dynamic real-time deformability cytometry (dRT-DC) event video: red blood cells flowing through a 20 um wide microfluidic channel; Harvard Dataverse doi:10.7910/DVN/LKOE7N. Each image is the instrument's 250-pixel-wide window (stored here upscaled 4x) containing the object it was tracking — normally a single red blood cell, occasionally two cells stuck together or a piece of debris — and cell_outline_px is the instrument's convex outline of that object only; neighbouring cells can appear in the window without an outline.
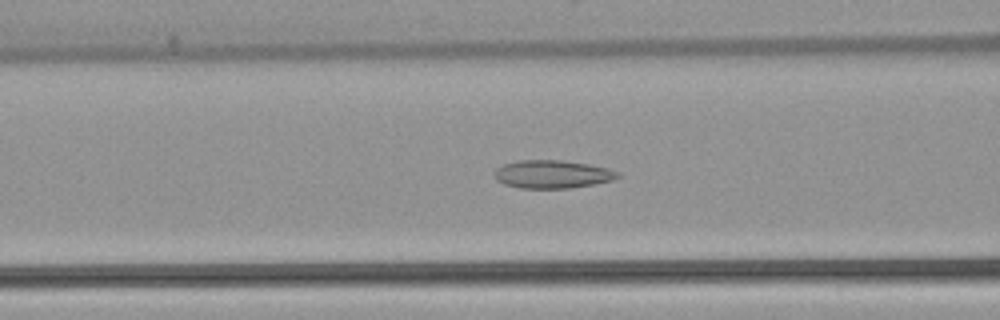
{"species": "common noctule bat (a hibernating species)", "species_latin": "Nyctalus noctula", "temperature_condition": "warm", "stored_images_in_passage": 52, "camera_frame_rate_fps": 3000, "um_per_image_px": 0.085, "animal": {"sex": "female", "body_mass_g": 22.7, "forearm_length_mm": 54.2}, "frame": {"image": 1, "passage_image": 21, "time_ms": 6.667, "image_size_px": [1000, 320], "cell_outline_px": [[620, 176], [612, 180], [596, 184], [568, 188], [520, 188], [504, 184], [496, 180], [496, 168], [504, 164], [516, 160], [560, 160], [588, 164], [608, 168], [620, 172]], "centroid_in_image_um": [46.97, 14.81], "position_along_channel_um": 119.6, "area_um2": 20.17}}
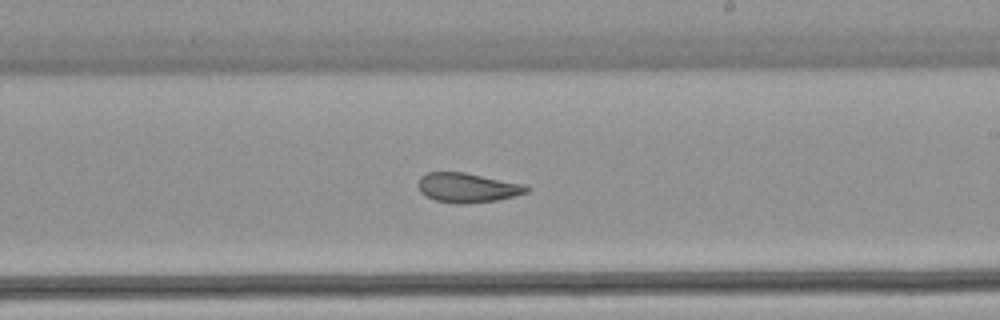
{"frame": {"image": 2, "passage_image": 31, "time_ms": 10.0, "image_size_px": [1000, 320], "cell_outline_px": [[528, 192], [516, 196], [496, 200], [464, 204], [456, 204], [436, 200], [420, 192], [420, 176], [428, 172], [464, 172], [524, 184], [528, 188]], "centroid_in_image_um": [39.75, 15.95], "position_along_channel_um": 249.2, "area_um2": 18.44}}
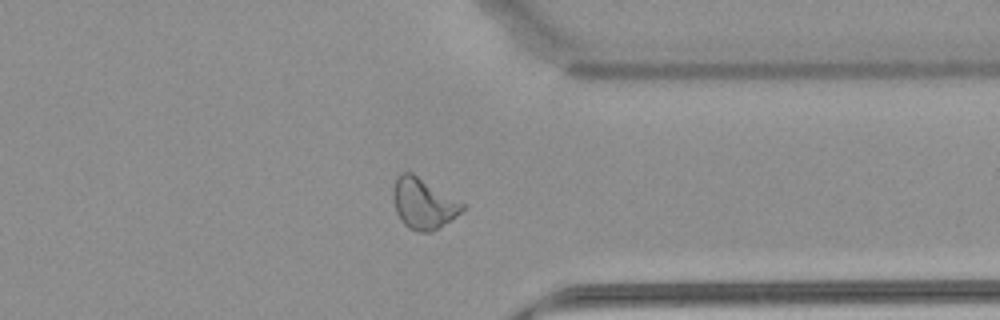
{"frame": {"image": 3, "passage_image": 41, "time_ms": 13.333, "image_size_px": [1000, 320], "cell_outline_px": [[464, 208], [456, 216], [432, 232], [416, 232], [408, 228], [400, 220], [396, 212], [392, 196], [396, 176], [400, 172], [412, 172], [464, 204]], "centroid_in_image_um": [35.94, 17.3], "position_along_channel_um": 375.5, "area_um2": 20.35}, "authors_computed_cell_mechanics": {"area_um2": 21.1259, "velocity_mm_per_s": 3.9008, "shape_relaxation_time_tau1_ms": null, "shape_relaxation_time_tau2_ms": 2.5332, "deformation_change_tau1": null, "deformation_change_tau2": 0.0947}}